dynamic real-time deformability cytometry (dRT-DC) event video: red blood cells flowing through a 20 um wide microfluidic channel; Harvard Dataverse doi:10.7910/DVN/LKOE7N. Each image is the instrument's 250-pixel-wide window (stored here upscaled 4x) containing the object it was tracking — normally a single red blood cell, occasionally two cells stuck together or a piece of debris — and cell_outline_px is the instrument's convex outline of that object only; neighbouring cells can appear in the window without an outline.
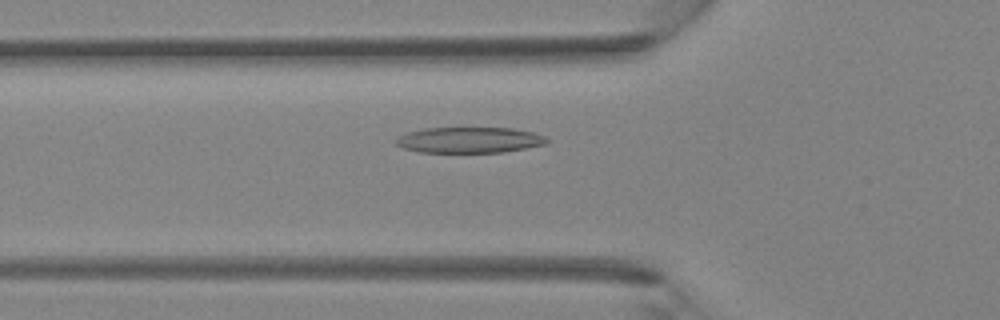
{"species": "Egyptian fruit bat (a non-hibernating species)", "species_latin": "Rousettus aegyptiacus", "temperature_condition": "room temperature", "stored_images_in_passage": 39, "camera_frame_rate_fps": 3000, "um_per_image_px": 0.085, "animal": {"sex": "female"}, "frame": {"image": 1, "passage_image": 12, "time_ms": 3.667, "image_size_px": [1000, 320], "cell_outline_px": [[548, 144], [504, 152], [420, 152], [404, 148], [396, 144], [396, 140], [400, 136], [408, 132], [424, 128], [512, 128], [532, 132], [544, 136], [548, 140]], "centroid_in_image_um": [39.93, 11.9], "position_along_channel_um": 85.9, "area_um2": 22.54}}
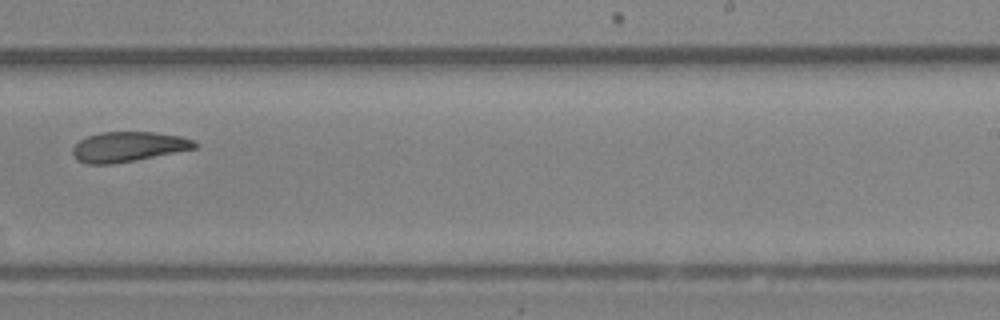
{"frame": {"image": 2, "passage_image": 24, "time_ms": 7.667, "image_size_px": [1000, 320], "cell_outline_px": [[200, 144], [196, 148], [136, 160], [112, 164], [88, 164], [76, 160], [72, 152], [72, 148], [80, 140], [88, 136], [100, 132], [156, 132], [180, 136], [196, 140]], "centroid_in_image_um": [10.92, 12.47], "position_along_channel_um": 278.1, "area_um2": 21.44}}
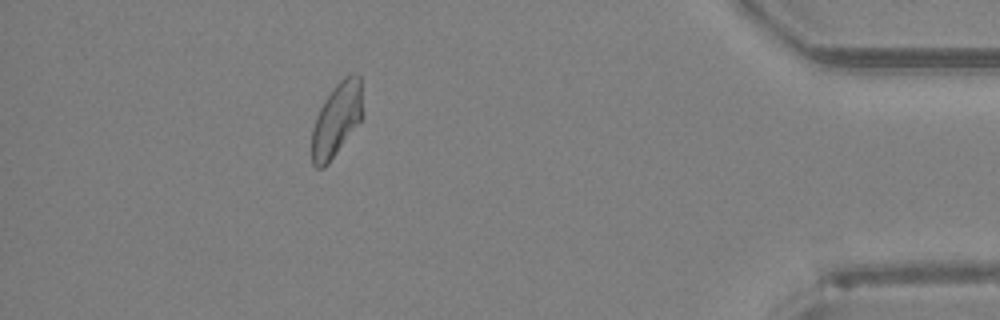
{"frame": {"image": 3, "passage_image": 35, "time_ms": 11.333, "image_size_px": [1000, 320], "cell_outline_px": [[360, 120], [328, 164], [324, 168], [316, 168], [312, 164], [312, 128], [316, 116], [324, 100], [332, 88], [348, 72], [352, 72], [360, 76]], "centroid_in_image_um": [28.56, 10.16], "position_along_channel_um": 406.6, "area_um2": 21.33}}